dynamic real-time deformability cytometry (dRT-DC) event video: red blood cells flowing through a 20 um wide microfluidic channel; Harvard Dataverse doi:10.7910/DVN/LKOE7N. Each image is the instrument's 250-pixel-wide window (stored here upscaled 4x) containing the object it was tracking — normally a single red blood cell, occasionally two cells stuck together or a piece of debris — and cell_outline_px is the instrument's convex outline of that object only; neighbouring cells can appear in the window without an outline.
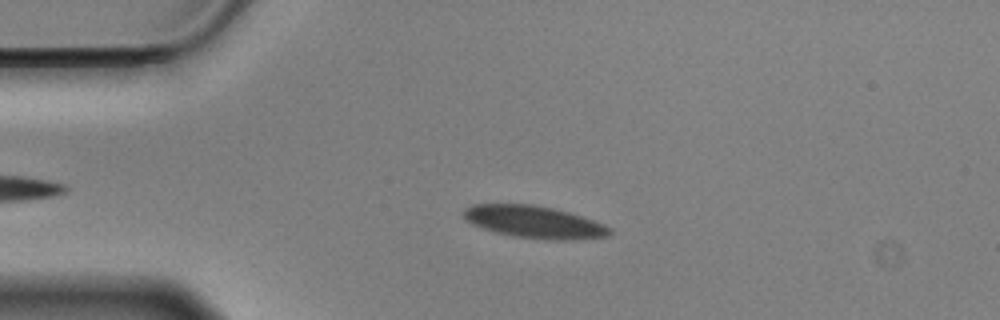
{"species": "Egyptian fruit bat (a non-hibernating species)", "species_latin": "Rousettus aegyptiacus", "temperature_condition": "cold", "stored_images_in_passage": 52, "camera_frame_rate_fps": 3000, "um_per_image_px": 0.085, "animal": {"sex": "male"}, "frame": {"image": 1, "passage_image": 13, "time_ms": 4.0, "image_size_px": [1000, 320], "cell_outline_px": [[612, 232], [608, 236], [584, 240], [548, 240], [512, 236], [496, 232], [472, 224], [464, 220], [464, 208], [472, 204], [532, 204], [552, 208], [568, 212], [604, 224], [612, 228]], "centroid_in_image_um": [45.43, 18.88], "position_along_channel_um": 39.6, "area_um2": 27.63}}
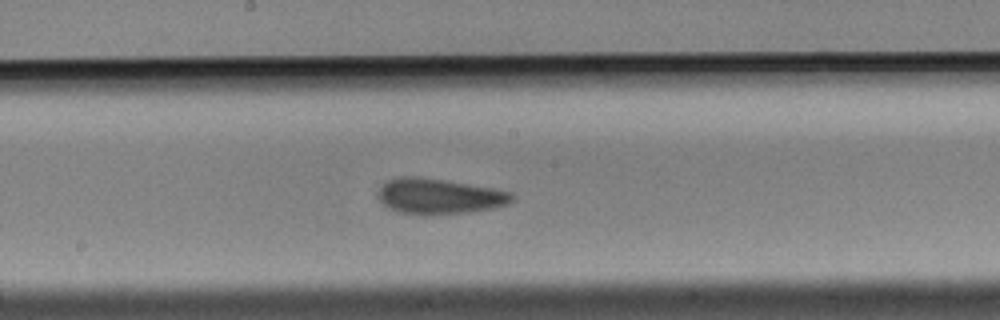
{"frame": {"image": 2, "passage_image": 30, "time_ms": 9.667, "image_size_px": [1000, 320], "cell_outline_px": [[512, 200], [508, 204], [492, 208], [468, 212], [400, 212], [388, 208], [376, 196], [376, 192], [388, 180], [400, 176], [420, 176], [492, 188], [512, 192]], "centroid_in_image_um": [37.3, 16.64], "position_along_channel_um": 210.9, "area_um2": 26.82}}
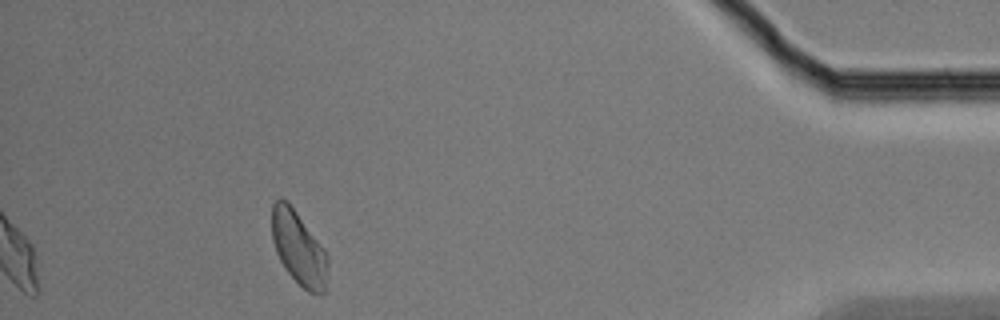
{"frame": {"image": 3, "passage_image": 52, "time_ms": 17.0, "image_size_px": [1000, 320], "cell_outline_px": [[328, 268], [324, 292], [308, 292], [284, 268], [276, 252], [272, 240], [272, 204], [280, 196], [288, 200], [324, 248], [328, 256]], "centroid_in_image_um": [25.37, 21.03], "position_along_channel_um": 409.8, "area_um2": 23.99}, "authors_computed_cell_mechanics": {"area_um2": 26.7614, "velocity_mm_per_s": 3.4853, "shape_relaxation_time_tau1_ms": 5.954, "shape_relaxation_time_tau2_ms": 6.6341, "deformation_change_tau1": 0.0852, "deformation_change_tau2": 0.0863}}